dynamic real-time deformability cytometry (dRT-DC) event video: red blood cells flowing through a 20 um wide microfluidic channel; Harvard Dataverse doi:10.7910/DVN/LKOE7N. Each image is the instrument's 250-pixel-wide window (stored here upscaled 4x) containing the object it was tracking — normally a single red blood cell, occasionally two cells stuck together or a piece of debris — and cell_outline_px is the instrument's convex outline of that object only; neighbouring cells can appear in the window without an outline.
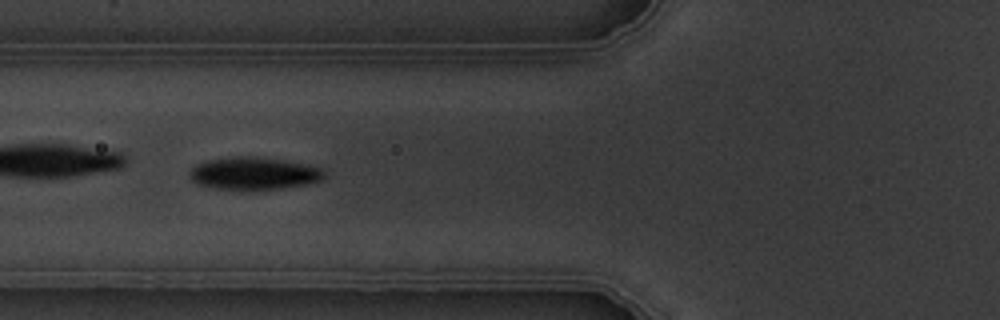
{"species": "common noctule bat (a hibernating species)", "species_latin": "Nyctalus noctula", "temperature_condition": "warm", "stored_images_in_passage": 10, "camera_frame_rate_fps": 3000, "um_per_image_px": 0.085, "animal": {"sex": "male", "body_mass_g": 19.5, "forearm_length_mm": 54.6}, "frame": {"image": 1, "passage_image": 6, "time_ms": 6.0, "image_size_px": [1000, 320], "cell_outline_px": [[324, 176], [320, 180], [304, 184], [280, 188], [216, 188], [196, 184], [188, 176], [188, 172], [196, 164], [208, 160], [236, 156], [252, 156], [284, 160], [308, 164], [324, 168]], "centroid_in_image_um": [21.56, 14.71], "position_along_channel_um": 104.2, "area_um2": 25.09}}